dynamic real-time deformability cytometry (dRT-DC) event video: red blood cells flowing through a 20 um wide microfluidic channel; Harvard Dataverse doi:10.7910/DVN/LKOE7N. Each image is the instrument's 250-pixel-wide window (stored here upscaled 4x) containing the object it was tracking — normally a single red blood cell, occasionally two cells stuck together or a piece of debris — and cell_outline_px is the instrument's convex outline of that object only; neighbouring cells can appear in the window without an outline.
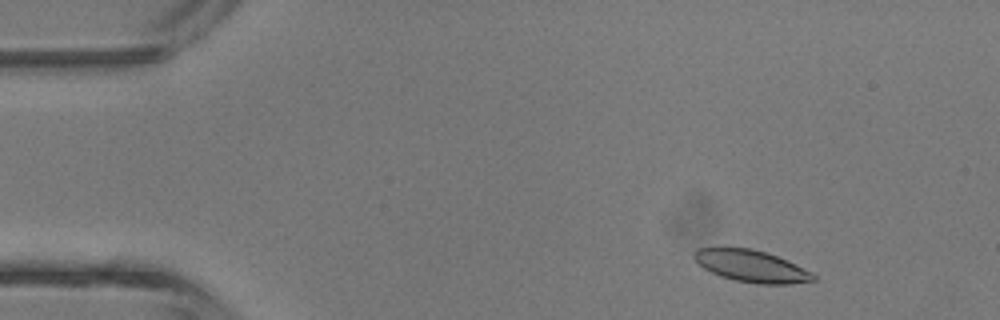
{"species": "common noctule bat (a hibernating species)", "species_latin": "Nyctalus noctula", "temperature_condition": "room temperature", "stored_images_in_passage": 42, "camera_frame_rate_fps": 3000, "um_per_image_px": 0.085, "animal": {"sex": "male", "body_mass_g": 13.3}, "frame": {"image": 1, "passage_image": 4, "time_ms": 1.0, "image_size_px": [1000, 320], "cell_outline_px": [[816, 280], [792, 284], [756, 284], [736, 280], [720, 276], [704, 268], [692, 256], [692, 252], [696, 248], [752, 248], [776, 256], [796, 264], [812, 272], [816, 276]], "centroid_in_image_um": [63.88, 22.62], "position_along_channel_um": 21.1, "area_um2": 22.08}}
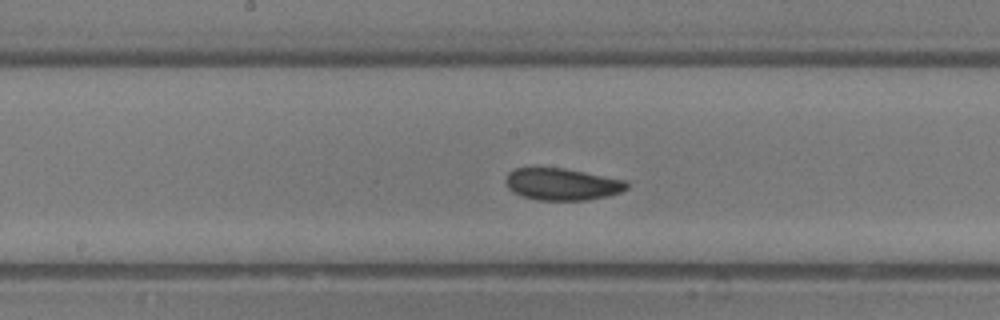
{"frame": {"image": 2, "passage_image": 21, "time_ms": 6.667, "image_size_px": [1000, 320], "cell_outline_px": [[628, 188], [620, 192], [608, 196], [588, 200], [536, 200], [520, 196], [512, 192], [508, 188], [504, 180], [508, 172], [516, 168], [532, 164], [536, 164], [564, 168], [628, 180]], "centroid_in_image_um": [47.71, 15.61], "position_along_channel_um": 200.5, "area_um2": 23.58}}
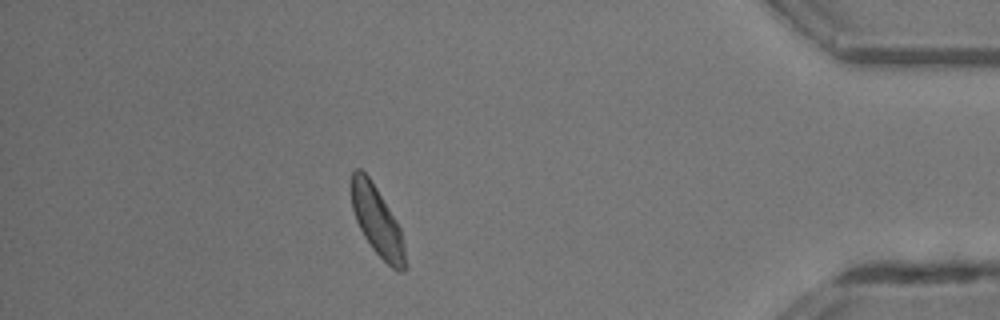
{"frame": {"image": 3, "passage_image": 37, "time_ms": 12.0, "image_size_px": [1000, 320], "cell_outline_px": [[408, 268], [404, 272], [396, 272], [372, 248], [364, 236], [356, 220], [352, 208], [352, 172], [356, 168], [360, 168], [368, 176], [376, 188], [396, 220], [400, 228]], "centroid_in_image_um": [32.08, 18.86], "position_along_channel_um": 403.1, "area_um2": 21.44}, "authors_computed_cell_mechanics": {"area_um2": 22.4842, "velocity_mm_per_s": 4.6951, "shape_relaxation_time_tau1_ms": 2.0632, "shape_relaxation_time_tau2_ms": 3.0382, "deformation_change_tau1": 0.0865, "deformation_change_tau2": 0.0878}}